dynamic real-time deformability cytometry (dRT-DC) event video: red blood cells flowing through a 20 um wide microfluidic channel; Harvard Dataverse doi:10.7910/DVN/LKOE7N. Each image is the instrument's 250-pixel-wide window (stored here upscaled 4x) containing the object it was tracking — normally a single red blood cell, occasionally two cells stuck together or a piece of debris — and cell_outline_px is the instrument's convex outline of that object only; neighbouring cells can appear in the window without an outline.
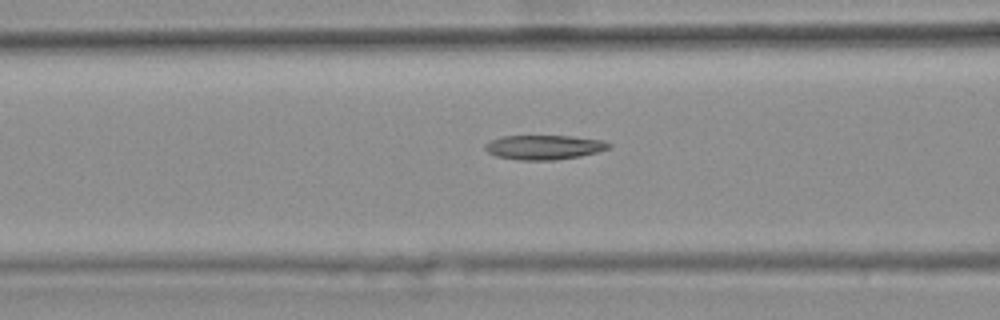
{"species": "common noctule bat (a hibernating species)", "species_latin": "Nyctalus noctula", "temperature_condition": "warm", "stored_images_in_passage": 23, "camera_frame_rate_fps": 3000, "um_per_image_px": 0.085, "animal": {"sex": "female", "body_mass_g": 25.1}, "frame": {"image": 1, "passage_image": 14, "time_ms": 4.333, "image_size_px": [1000, 320], "cell_outline_px": [[612, 148], [580, 156], [556, 160], [520, 160], [496, 156], [488, 152], [484, 148], [484, 144], [500, 136], [572, 136], [604, 140], [612, 144]], "centroid_in_image_um": [46.27, 12.51], "position_along_channel_um": 120.3, "area_um2": 17.74}}